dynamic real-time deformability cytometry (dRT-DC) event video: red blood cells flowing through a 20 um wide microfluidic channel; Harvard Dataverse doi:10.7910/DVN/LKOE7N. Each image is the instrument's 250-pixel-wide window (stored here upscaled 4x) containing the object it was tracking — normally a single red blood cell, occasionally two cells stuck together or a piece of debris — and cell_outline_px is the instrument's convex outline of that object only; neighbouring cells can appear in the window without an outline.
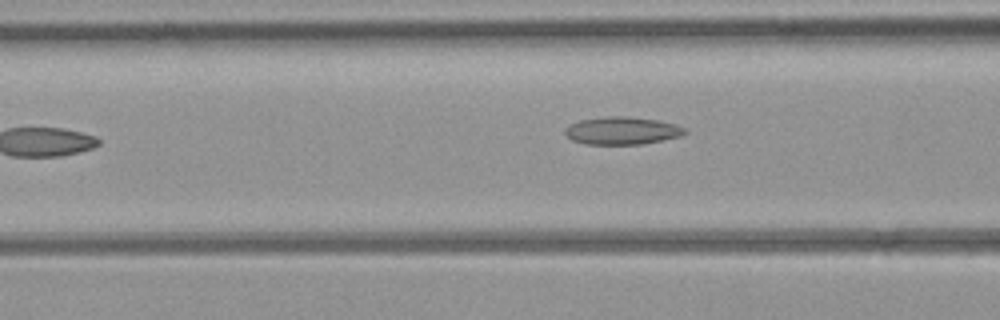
{"species": "common noctule bat (a hibernating species)", "species_latin": "Nyctalus noctula", "temperature_condition": "room temperature", "stored_images_in_passage": 4, "camera_frame_rate_fps": 3000, "um_per_image_px": 0.085, "animal": {"sex": "female", "body_mass_g": 21.9}, "frame": {"image": 1, "passage_image": 4, "time_ms": 3.333, "image_size_px": [1000, 320], "cell_outline_px": [[688, 132], [680, 136], [644, 144], [584, 144], [572, 140], [564, 132], [564, 128], [580, 120], [608, 116], [624, 116], [656, 120], [676, 124], [684, 128]], "centroid_in_image_um": [52.87, 11.11], "position_along_channel_um": 113.7, "area_um2": 19.19}}